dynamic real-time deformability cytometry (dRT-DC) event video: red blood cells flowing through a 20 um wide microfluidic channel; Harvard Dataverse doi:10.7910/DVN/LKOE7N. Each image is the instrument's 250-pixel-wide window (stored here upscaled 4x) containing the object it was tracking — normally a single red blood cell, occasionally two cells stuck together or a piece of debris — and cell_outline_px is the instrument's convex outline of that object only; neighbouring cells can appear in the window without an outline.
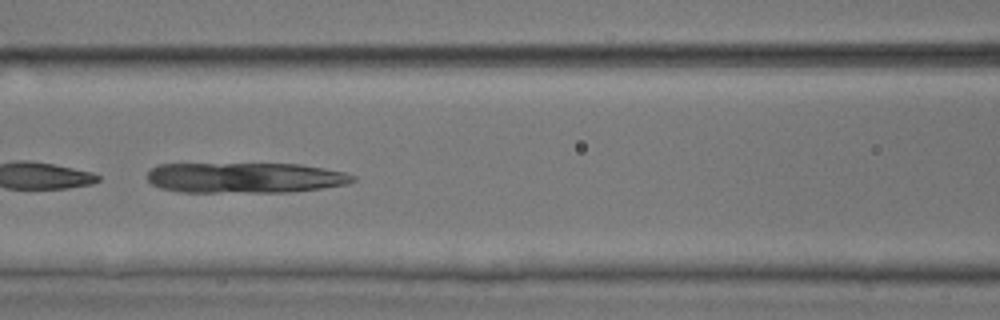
{"species": "common noctule bat (a hibernating species)", "species_latin": "Nyctalus noctula", "temperature_condition": "room temperature", "stored_images_in_passage": 24, "camera_frame_rate_fps": 3000, "um_per_image_px": 0.085, "animal": {"sex": "male", "body_mass_g": 17.9, "forearm_length_mm": 54.2}, "frame": {"image": 1, "passage_image": 8, "time_ms": 2.333, "image_size_px": [1000, 320], "cell_outline_px": [[356, 180], [348, 184], [320, 188], [288, 192], [180, 192], [160, 188], [152, 184], [148, 180], [148, 172], [156, 164], [300, 164], [324, 168], [344, 172], [356, 176]], "centroid_in_image_um": [20.83, 15.11], "position_along_channel_um": 145.8, "area_um2": 36.59}}
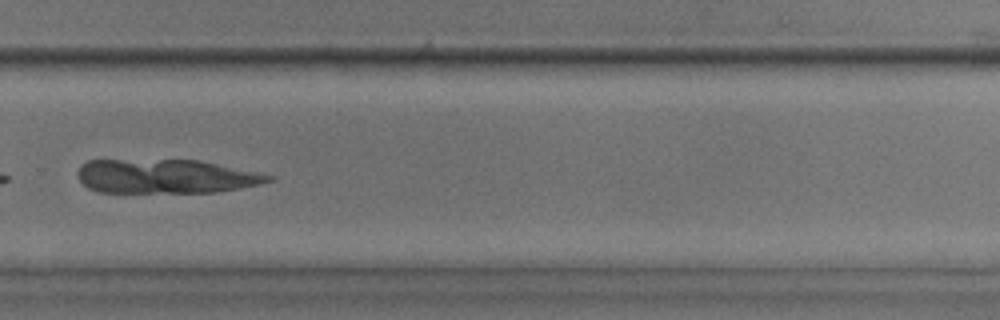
{"frame": {"image": 2, "passage_image": 21, "time_ms": 6.667, "image_size_px": [1000, 320], "cell_outline_px": [[276, 176], [272, 180], [260, 184], [216, 192], [96, 192], [88, 188], [80, 180], [76, 172], [80, 164], [88, 160], [200, 160]], "centroid_in_image_um": [14.06, 14.98], "position_along_channel_um": 315.7, "area_um2": 37.92}}